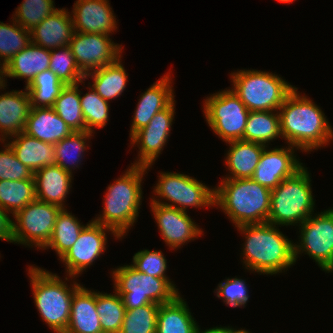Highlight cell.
I'll return each instance as SVG.
<instances>
[{
    "label": "cell",
    "mask_w": 333,
    "mask_h": 333,
    "mask_svg": "<svg viewBox=\"0 0 333 333\" xmlns=\"http://www.w3.org/2000/svg\"><path fill=\"white\" fill-rule=\"evenodd\" d=\"M281 137L304 152L318 149L333 139L325 114L315 103L294 88L278 110Z\"/></svg>",
    "instance_id": "cell-1"
},
{
    "label": "cell",
    "mask_w": 333,
    "mask_h": 333,
    "mask_svg": "<svg viewBox=\"0 0 333 333\" xmlns=\"http://www.w3.org/2000/svg\"><path fill=\"white\" fill-rule=\"evenodd\" d=\"M245 235V267L263 274H277L295 263L294 244L276 225L248 224L237 227Z\"/></svg>",
    "instance_id": "cell-2"
},
{
    "label": "cell",
    "mask_w": 333,
    "mask_h": 333,
    "mask_svg": "<svg viewBox=\"0 0 333 333\" xmlns=\"http://www.w3.org/2000/svg\"><path fill=\"white\" fill-rule=\"evenodd\" d=\"M215 187V205L225 212L235 227L268 222L271 189L252 178L223 179Z\"/></svg>",
    "instance_id": "cell-3"
},
{
    "label": "cell",
    "mask_w": 333,
    "mask_h": 333,
    "mask_svg": "<svg viewBox=\"0 0 333 333\" xmlns=\"http://www.w3.org/2000/svg\"><path fill=\"white\" fill-rule=\"evenodd\" d=\"M149 167L132 165L110 184L104 198L103 215L93 221L112 228L121 238L138 217L141 205L142 178Z\"/></svg>",
    "instance_id": "cell-4"
},
{
    "label": "cell",
    "mask_w": 333,
    "mask_h": 333,
    "mask_svg": "<svg viewBox=\"0 0 333 333\" xmlns=\"http://www.w3.org/2000/svg\"><path fill=\"white\" fill-rule=\"evenodd\" d=\"M44 270L34 266L29 268L34 302L46 324L55 333H65L73 294L81 285L75 282L70 288L57 274Z\"/></svg>",
    "instance_id": "cell-5"
},
{
    "label": "cell",
    "mask_w": 333,
    "mask_h": 333,
    "mask_svg": "<svg viewBox=\"0 0 333 333\" xmlns=\"http://www.w3.org/2000/svg\"><path fill=\"white\" fill-rule=\"evenodd\" d=\"M309 176L303 166L271 190L268 223L277 226L300 225L313 214L315 201Z\"/></svg>",
    "instance_id": "cell-6"
},
{
    "label": "cell",
    "mask_w": 333,
    "mask_h": 333,
    "mask_svg": "<svg viewBox=\"0 0 333 333\" xmlns=\"http://www.w3.org/2000/svg\"><path fill=\"white\" fill-rule=\"evenodd\" d=\"M230 76L232 91L249 111H277L295 88L272 72L240 70Z\"/></svg>",
    "instance_id": "cell-7"
},
{
    "label": "cell",
    "mask_w": 333,
    "mask_h": 333,
    "mask_svg": "<svg viewBox=\"0 0 333 333\" xmlns=\"http://www.w3.org/2000/svg\"><path fill=\"white\" fill-rule=\"evenodd\" d=\"M112 272L114 290L121 296L126 310L151 303H169L179 295L171 279L147 275L132 265L121 266Z\"/></svg>",
    "instance_id": "cell-8"
},
{
    "label": "cell",
    "mask_w": 333,
    "mask_h": 333,
    "mask_svg": "<svg viewBox=\"0 0 333 333\" xmlns=\"http://www.w3.org/2000/svg\"><path fill=\"white\" fill-rule=\"evenodd\" d=\"M203 108L208 126L223 141L228 143L244 140V130L250 111L232 89L207 97Z\"/></svg>",
    "instance_id": "cell-9"
},
{
    "label": "cell",
    "mask_w": 333,
    "mask_h": 333,
    "mask_svg": "<svg viewBox=\"0 0 333 333\" xmlns=\"http://www.w3.org/2000/svg\"><path fill=\"white\" fill-rule=\"evenodd\" d=\"M158 177L160 178L153 192L172 204L155 198H152L151 203L174 207L185 212L187 207L215 206V188L210 189L195 178L176 172H163Z\"/></svg>",
    "instance_id": "cell-10"
},
{
    "label": "cell",
    "mask_w": 333,
    "mask_h": 333,
    "mask_svg": "<svg viewBox=\"0 0 333 333\" xmlns=\"http://www.w3.org/2000/svg\"><path fill=\"white\" fill-rule=\"evenodd\" d=\"M59 206L35 199L17 212L12 221L13 243L43 249L51 238ZM32 244V245H31Z\"/></svg>",
    "instance_id": "cell-11"
},
{
    "label": "cell",
    "mask_w": 333,
    "mask_h": 333,
    "mask_svg": "<svg viewBox=\"0 0 333 333\" xmlns=\"http://www.w3.org/2000/svg\"><path fill=\"white\" fill-rule=\"evenodd\" d=\"M299 229L300 243H294L295 262L298 254L307 253L323 271H333V209L310 215Z\"/></svg>",
    "instance_id": "cell-12"
},
{
    "label": "cell",
    "mask_w": 333,
    "mask_h": 333,
    "mask_svg": "<svg viewBox=\"0 0 333 333\" xmlns=\"http://www.w3.org/2000/svg\"><path fill=\"white\" fill-rule=\"evenodd\" d=\"M110 35L75 31L69 47L80 70L87 74L121 58L122 47L111 41Z\"/></svg>",
    "instance_id": "cell-13"
},
{
    "label": "cell",
    "mask_w": 333,
    "mask_h": 333,
    "mask_svg": "<svg viewBox=\"0 0 333 333\" xmlns=\"http://www.w3.org/2000/svg\"><path fill=\"white\" fill-rule=\"evenodd\" d=\"M111 231L116 238L121 237L110 227L103 226L91 220L81 231L77 241L61 258L66 265L70 278L81 274L88 265H92L106 249L107 237L105 231Z\"/></svg>",
    "instance_id": "cell-14"
},
{
    "label": "cell",
    "mask_w": 333,
    "mask_h": 333,
    "mask_svg": "<svg viewBox=\"0 0 333 333\" xmlns=\"http://www.w3.org/2000/svg\"><path fill=\"white\" fill-rule=\"evenodd\" d=\"M175 100L164 110L156 113L149 124L136 131L131 144L139 146L137 161L132 165L150 167L167 143L175 113Z\"/></svg>",
    "instance_id": "cell-15"
},
{
    "label": "cell",
    "mask_w": 333,
    "mask_h": 333,
    "mask_svg": "<svg viewBox=\"0 0 333 333\" xmlns=\"http://www.w3.org/2000/svg\"><path fill=\"white\" fill-rule=\"evenodd\" d=\"M303 167L294 155V146L264 148L252 179L269 189L276 188L284 179L293 176Z\"/></svg>",
    "instance_id": "cell-16"
},
{
    "label": "cell",
    "mask_w": 333,
    "mask_h": 333,
    "mask_svg": "<svg viewBox=\"0 0 333 333\" xmlns=\"http://www.w3.org/2000/svg\"><path fill=\"white\" fill-rule=\"evenodd\" d=\"M150 204L160 234L165 244L173 250L202 235L203 231L185 211L157 203Z\"/></svg>",
    "instance_id": "cell-17"
},
{
    "label": "cell",
    "mask_w": 333,
    "mask_h": 333,
    "mask_svg": "<svg viewBox=\"0 0 333 333\" xmlns=\"http://www.w3.org/2000/svg\"><path fill=\"white\" fill-rule=\"evenodd\" d=\"M72 12L75 31L110 35L117 29L108 0H77Z\"/></svg>",
    "instance_id": "cell-18"
},
{
    "label": "cell",
    "mask_w": 333,
    "mask_h": 333,
    "mask_svg": "<svg viewBox=\"0 0 333 333\" xmlns=\"http://www.w3.org/2000/svg\"><path fill=\"white\" fill-rule=\"evenodd\" d=\"M70 15L65 8L55 10L30 30L31 42L49 50L69 46L75 32Z\"/></svg>",
    "instance_id": "cell-19"
},
{
    "label": "cell",
    "mask_w": 333,
    "mask_h": 333,
    "mask_svg": "<svg viewBox=\"0 0 333 333\" xmlns=\"http://www.w3.org/2000/svg\"><path fill=\"white\" fill-rule=\"evenodd\" d=\"M170 79L169 73L162 76L141 95L134 111L130 137L136 131L146 127L156 113L164 110L174 101L175 96Z\"/></svg>",
    "instance_id": "cell-20"
},
{
    "label": "cell",
    "mask_w": 333,
    "mask_h": 333,
    "mask_svg": "<svg viewBox=\"0 0 333 333\" xmlns=\"http://www.w3.org/2000/svg\"><path fill=\"white\" fill-rule=\"evenodd\" d=\"M25 91L13 90L0 95V141L3 143L8 136L9 139H13V136L25 129L32 107L26 87Z\"/></svg>",
    "instance_id": "cell-21"
},
{
    "label": "cell",
    "mask_w": 333,
    "mask_h": 333,
    "mask_svg": "<svg viewBox=\"0 0 333 333\" xmlns=\"http://www.w3.org/2000/svg\"><path fill=\"white\" fill-rule=\"evenodd\" d=\"M33 177L36 199L64 209L63 202L72 187V174L58 165H50L34 172Z\"/></svg>",
    "instance_id": "cell-22"
},
{
    "label": "cell",
    "mask_w": 333,
    "mask_h": 333,
    "mask_svg": "<svg viewBox=\"0 0 333 333\" xmlns=\"http://www.w3.org/2000/svg\"><path fill=\"white\" fill-rule=\"evenodd\" d=\"M49 65L50 50L31 42L1 68V78H25L28 86L38 73L48 70Z\"/></svg>",
    "instance_id": "cell-23"
},
{
    "label": "cell",
    "mask_w": 333,
    "mask_h": 333,
    "mask_svg": "<svg viewBox=\"0 0 333 333\" xmlns=\"http://www.w3.org/2000/svg\"><path fill=\"white\" fill-rule=\"evenodd\" d=\"M65 333H103L96 310V291L80 286L74 292Z\"/></svg>",
    "instance_id": "cell-24"
},
{
    "label": "cell",
    "mask_w": 333,
    "mask_h": 333,
    "mask_svg": "<svg viewBox=\"0 0 333 333\" xmlns=\"http://www.w3.org/2000/svg\"><path fill=\"white\" fill-rule=\"evenodd\" d=\"M23 132L55 145L73 131L52 107H31Z\"/></svg>",
    "instance_id": "cell-25"
},
{
    "label": "cell",
    "mask_w": 333,
    "mask_h": 333,
    "mask_svg": "<svg viewBox=\"0 0 333 333\" xmlns=\"http://www.w3.org/2000/svg\"><path fill=\"white\" fill-rule=\"evenodd\" d=\"M8 142L17 159L33 173L45 166L56 165L55 145L21 132Z\"/></svg>",
    "instance_id": "cell-26"
},
{
    "label": "cell",
    "mask_w": 333,
    "mask_h": 333,
    "mask_svg": "<svg viewBox=\"0 0 333 333\" xmlns=\"http://www.w3.org/2000/svg\"><path fill=\"white\" fill-rule=\"evenodd\" d=\"M228 144L230 148L225 162L231 175L225 179L252 178L266 146L245 140L230 141Z\"/></svg>",
    "instance_id": "cell-27"
},
{
    "label": "cell",
    "mask_w": 333,
    "mask_h": 333,
    "mask_svg": "<svg viewBox=\"0 0 333 333\" xmlns=\"http://www.w3.org/2000/svg\"><path fill=\"white\" fill-rule=\"evenodd\" d=\"M180 295L161 304L157 313L156 333H195L197 322Z\"/></svg>",
    "instance_id": "cell-28"
},
{
    "label": "cell",
    "mask_w": 333,
    "mask_h": 333,
    "mask_svg": "<svg viewBox=\"0 0 333 333\" xmlns=\"http://www.w3.org/2000/svg\"><path fill=\"white\" fill-rule=\"evenodd\" d=\"M120 60L85 74V79L94 80L91 88L106 101L120 96L126 87L128 75Z\"/></svg>",
    "instance_id": "cell-29"
},
{
    "label": "cell",
    "mask_w": 333,
    "mask_h": 333,
    "mask_svg": "<svg viewBox=\"0 0 333 333\" xmlns=\"http://www.w3.org/2000/svg\"><path fill=\"white\" fill-rule=\"evenodd\" d=\"M280 116L277 111H250L244 130V140L267 146L268 143L279 138Z\"/></svg>",
    "instance_id": "cell-30"
},
{
    "label": "cell",
    "mask_w": 333,
    "mask_h": 333,
    "mask_svg": "<svg viewBox=\"0 0 333 333\" xmlns=\"http://www.w3.org/2000/svg\"><path fill=\"white\" fill-rule=\"evenodd\" d=\"M84 227L66 208L61 209L56 217L51 238L43 249H54L60 260L77 241Z\"/></svg>",
    "instance_id": "cell-31"
},
{
    "label": "cell",
    "mask_w": 333,
    "mask_h": 333,
    "mask_svg": "<svg viewBox=\"0 0 333 333\" xmlns=\"http://www.w3.org/2000/svg\"><path fill=\"white\" fill-rule=\"evenodd\" d=\"M36 199L34 179L0 180V207L13 216Z\"/></svg>",
    "instance_id": "cell-32"
},
{
    "label": "cell",
    "mask_w": 333,
    "mask_h": 333,
    "mask_svg": "<svg viewBox=\"0 0 333 333\" xmlns=\"http://www.w3.org/2000/svg\"><path fill=\"white\" fill-rule=\"evenodd\" d=\"M78 88L79 83L65 85L52 107L73 132L85 131V121L80 103L81 91Z\"/></svg>",
    "instance_id": "cell-33"
},
{
    "label": "cell",
    "mask_w": 333,
    "mask_h": 333,
    "mask_svg": "<svg viewBox=\"0 0 333 333\" xmlns=\"http://www.w3.org/2000/svg\"><path fill=\"white\" fill-rule=\"evenodd\" d=\"M32 107H53L65 84L50 70L38 73L28 86H25Z\"/></svg>",
    "instance_id": "cell-34"
},
{
    "label": "cell",
    "mask_w": 333,
    "mask_h": 333,
    "mask_svg": "<svg viewBox=\"0 0 333 333\" xmlns=\"http://www.w3.org/2000/svg\"><path fill=\"white\" fill-rule=\"evenodd\" d=\"M92 136L91 132L75 131L55 144L56 165L72 174L74 166L78 167L83 153L87 149V140Z\"/></svg>",
    "instance_id": "cell-35"
},
{
    "label": "cell",
    "mask_w": 333,
    "mask_h": 333,
    "mask_svg": "<svg viewBox=\"0 0 333 333\" xmlns=\"http://www.w3.org/2000/svg\"><path fill=\"white\" fill-rule=\"evenodd\" d=\"M96 310L103 333L120 332L126 308L116 291L115 294L96 292Z\"/></svg>",
    "instance_id": "cell-36"
},
{
    "label": "cell",
    "mask_w": 333,
    "mask_h": 333,
    "mask_svg": "<svg viewBox=\"0 0 333 333\" xmlns=\"http://www.w3.org/2000/svg\"><path fill=\"white\" fill-rule=\"evenodd\" d=\"M12 20V25L0 22V60L3 59L1 68L31 43L30 31Z\"/></svg>",
    "instance_id": "cell-37"
},
{
    "label": "cell",
    "mask_w": 333,
    "mask_h": 333,
    "mask_svg": "<svg viewBox=\"0 0 333 333\" xmlns=\"http://www.w3.org/2000/svg\"><path fill=\"white\" fill-rule=\"evenodd\" d=\"M59 50V52L56 51ZM50 50L49 69L65 84L82 83L85 74L80 70L69 46Z\"/></svg>",
    "instance_id": "cell-38"
},
{
    "label": "cell",
    "mask_w": 333,
    "mask_h": 333,
    "mask_svg": "<svg viewBox=\"0 0 333 333\" xmlns=\"http://www.w3.org/2000/svg\"><path fill=\"white\" fill-rule=\"evenodd\" d=\"M159 307V304L151 303L126 310L119 333H156Z\"/></svg>",
    "instance_id": "cell-39"
},
{
    "label": "cell",
    "mask_w": 333,
    "mask_h": 333,
    "mask_svg": "<svg viewBox=\"0 0 333 333\" xmlns=\"http://www.w3.org/2000/svg\"><path fill=\"white\" fill-rule=\"evenodd\" d=\"M81 96L80 103L85 121V131L93 133V127L103 128L108 121L109 102L102 99L92 88Z\"/></svg>",
    "instance_id": "cell-40"
},
{
    "label": "cell",
    "mask_w": 333,
    "mask_h": 333,
    "mask_svg": "<svg viewBox=\"0 0 333 333\" xmlns=\"http://www.w3.org/2000/svg\"><path fill=\"white\" fill-rule=\"evenodd\" d=\"M53 5V0H24L12 18L30 31L57 10Z\"/></svg>",
    "instance_id": "cell-41"
},
{
    "label": "cell",
    "mask_w": 333,
    "mask_h": 333,
    "mask_svg": "<svg viewBox=\"0 0 333 333\" xmlns=\"http://www.w3.org/2000/svg\"><path fill=\"white\" fill-rule=\"evenodd\" d=\"M0 151V180L34 179V173L16 157L9 144L4 145Z\"/></svg>",
    "instance_id": "cell-42"
},
{
    "label": "cell",
    "mask_w": 333,
    "mask_h": 333,
    "mask_svg": "<svg viewBox=\"0 0 333 333\" xmlns=\"http://www.w3.org/2000/svg\"><path fill=\"white\" fill-rule=\"evenodd\" d=\"M167 260L161 251H139L133 256V264L135 269L147 275L159 278H168L165 275L167 269Z\"/></svg>",
    "instance_id": "cell-43"
},
{
    "label": "cell",
    "mask_w": 333,
    "mask_h": 333,
    "mask_svg": "<svg viewBox=\"0 0 333 333\" xmlns=\"http://www.w3.org/2000/svg\"><path fill=\"white\" fill-rule=\"evenodd\" d=\"M216 291V296L231 307H245L249 299L246 282L239 278H227L218 284Z\"/></svg>",
    "instance_id": "cell-44"
},
{
    "label": "cell",
    "mask_w": 333,
    "mask_h": 333,
    "mask_svg": "<svg viewBox=\"0 0 333 333\" xmlns=\"http://www.w3.org/2000/svg\"><path fill=\"white\" fill-rule=\"evenodd\" d=\"M0 239L13 242L12 220L2 207H0Z\"/></svg>",
    "instance_id": "cell-45"
},
{
    "label": "cell",
    "mask_w": 333,
    "mask_h": 333,
    "mask_svg": "<svg viewBox=\"0 0 333 333\" xmlns=\"http://www.w3.org/2000/svg\"><path fill=\"white\" fill-rule=\"evenodd\" d=\"M234 328L231 327H215L206 329L205 331H200L199 325L196 327L195 333H231Z\"/></svg>",
    "instance_id": "cell-46"
},
{
    "label": "cell",
    "mask_w": 333,
    "mask_h": 333,
    "mask_svg": "<svg viewBox=\"0 0 333 333\" xmlns=\"http://www.w3.org/2000/svg\"><path fill=\"white\" fill-rule=\"evenodd\" d=\"M5 78H1V62H0V89H5V87L7 86V85H5L6 83V80H4Z\"/></svg>",
    "instance_id": "cell-47"
},
{
    "label": "cell",
    "mask_w": 333,
    "mask_h": 333,
    "mask_svg": "<svg viewBox=\"0 0 333 333\" xmlns=\"http://www.w3.org/2000/svg\"><path fill=\"white\" fill-rule=\"evenodd\" d=\"M231 333H250L247 330L243 329V330H233Z\"/></svg>",
    "instance_id": "cell-48"
},
{
    "label": "cell",
    "mask_w": 333,
    "mask_h": 333,
    "mask_svg": "<svg viewBox=\"0 0 333 333\" xmlns=\"http://www.w3.org/2000/svg\"><path fill=\"white\" fill-rule=\"evenodd\" d=\"M293 1H295V0H278V2H281V3H292Z\"/></svg>",
    "instance_id": "cell-49"
}]
</instances>
